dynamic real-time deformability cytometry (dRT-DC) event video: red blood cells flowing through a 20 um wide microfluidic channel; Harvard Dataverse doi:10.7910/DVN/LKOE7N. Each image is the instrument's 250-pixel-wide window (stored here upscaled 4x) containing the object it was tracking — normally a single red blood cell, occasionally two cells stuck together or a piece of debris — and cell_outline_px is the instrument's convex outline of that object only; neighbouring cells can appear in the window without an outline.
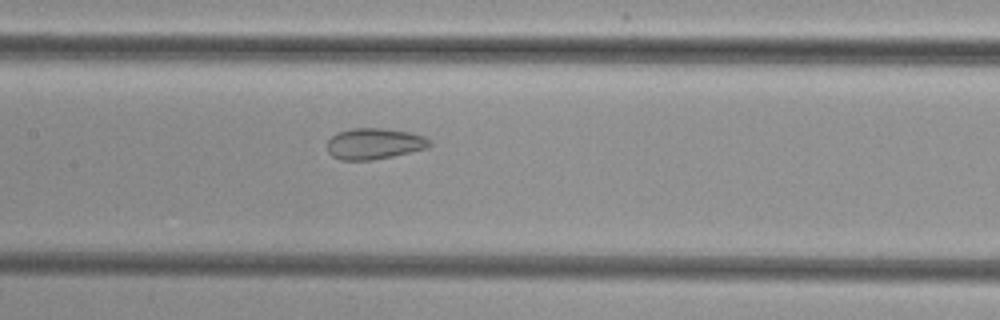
{"species": "common noctule bat (a hibernating species)", "species_latin": "Nyctalus noctula", "temperature_condition": "cold", "stored_images_in_passage": 44, "camera_frame_rate_fps": 3000, "um_per_image_px": 0.085, "animal": {"sex": "female", "body_mass_g": 29.2, "forearm_length_mm": 56.3}, "frame": {"image": 1, "passage_image": 17, "time_ms": 5.333, "image_size_px": [1000, 320], "cell_outline_px": [[432, 144], [428, 148], [392, 156], [372, 160], [340, 160], [332, 156], [328, 152], [328, 140], [336, 132], [352, 128], [384, 128], [412, 132], [424, 136], [432, 140]], "centroid_in_image_um": [31.84, 12.2], "position_along_channel_um": 175.6, "area_um2": 18.79}}
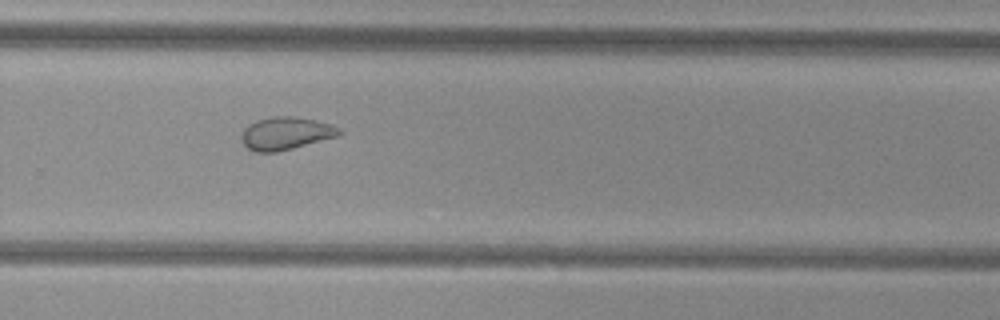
{"frame": {"image": 2, "passage_image": 27, "time_ms": 8.667, "image_size_px": [1000, 320], "cell_outline_px": [[344, 132], [340, 136], [276, 152], [256, 152], [248, 148], [244, 144], [240, 136], [244, 128], [248, 124], [256, 120], [272, 116], [296, 116], [316, 120], [332, 124], [340, 128]], "centroid_in_image_um": [24.32, 11.32], "position_along_channel_um": 305.5, "area_um2": 18.9}}
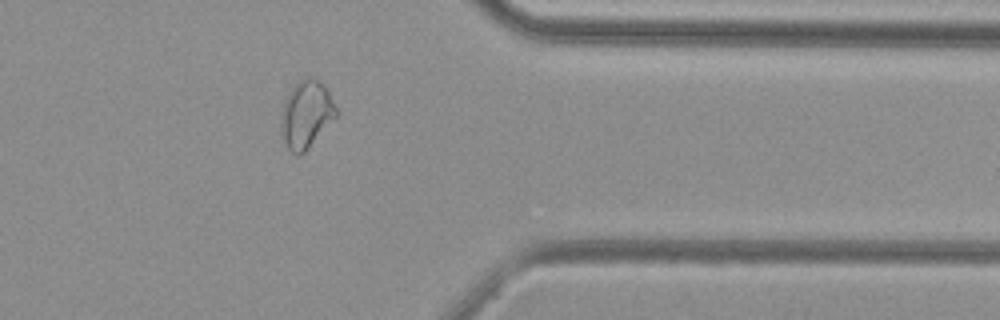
{"frame": {"image": 3, "passage_image": 34, "time_ms": 11.0, "image_size_px": [1000, 320], "cell_outline_px": [[336, 116], [304, 152], [300, 156], [296, 156], [288, 148], [280, 136], [280, 124], [284, 100], [288, 92], [300, 80], [308, 76], [312, 76], [328, 88], [336, 108]], "centroid_in_image_um": [26.0, 9.71], "position_along_channel_um": 385.4, "area_um2": 21.62}}